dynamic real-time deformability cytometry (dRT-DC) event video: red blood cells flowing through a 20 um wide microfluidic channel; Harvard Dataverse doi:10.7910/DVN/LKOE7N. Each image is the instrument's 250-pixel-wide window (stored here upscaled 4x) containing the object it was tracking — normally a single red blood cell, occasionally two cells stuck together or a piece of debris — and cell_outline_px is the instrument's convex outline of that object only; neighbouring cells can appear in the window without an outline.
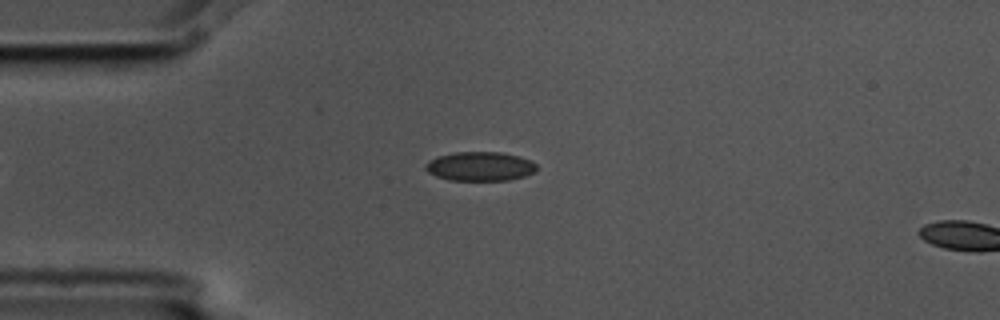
{"species": "common noctule bat (a hibernating species)", "species_latin": "Nyctalus noctula", "temperature_condition": "cold", "stored_images_in_passage": 4, "segment_of_instrument_passage": [1, 2], "camera_frame_rate_fps": 3000, "um_per_image_px": 0.085, "animal": {"sex": "male", "body_mass_g": 17.5, "forearm_length_mm": 52.3}, "frame": {"image": 1, "passage_image": 3, "time_ms": 0.667, "image_size_px": [1000, 320], "cell_outline_px": [[536, 172], [524, 176], [508, 180], [452, 180], [436, 176], [428, 172], [424, 168], [424, 164], [428, 160], [440, 156], [456, 152], [500, 152], [520, 156], [532, 160], [536, 164]], "centroid_in_image_um": [40.82, 14.13], "position_along_channel_um": 44.2, "area_um2": 18.9}}